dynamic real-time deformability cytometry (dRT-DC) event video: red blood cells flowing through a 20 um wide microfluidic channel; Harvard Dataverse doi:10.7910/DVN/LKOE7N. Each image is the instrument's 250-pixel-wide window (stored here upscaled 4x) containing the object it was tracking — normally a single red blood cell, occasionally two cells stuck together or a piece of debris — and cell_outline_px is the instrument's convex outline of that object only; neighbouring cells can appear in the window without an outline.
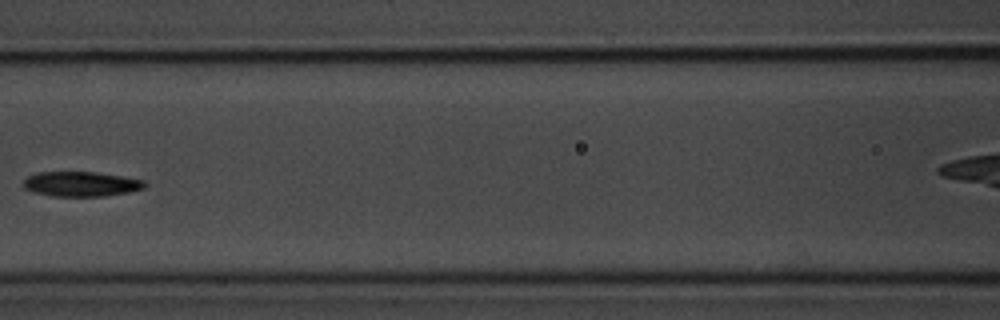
{"species": "common noctule bat (a hibernating species)", "species_latin": "Nyctalus noctula", "temperature_condition": "room temperature", "stored_images_in_passage": 5, "camera_frame_rate_fps": 3000, "um_per_image_px": 0.085, "animal": {"sex": "male", "body_mass_g": 20.1, "forearm_length_mm": 53.5}, "frame": {"image": 1, "passage_image": 4, "time_ms": 3.667, "image_size_px": [1000, 320], "cell_outline_px": [[148, 184], [144, 188], [128, 192], [104, 196], [52, 196], [36, 192], [24, 188], [24, 180], [28, 176], [36, 172], [96, 172], [144, 180]], "centroid_in_image_um": [6.9, 15.63], "position_along_channel_um": 159.7, "area_um2": 17.46}}
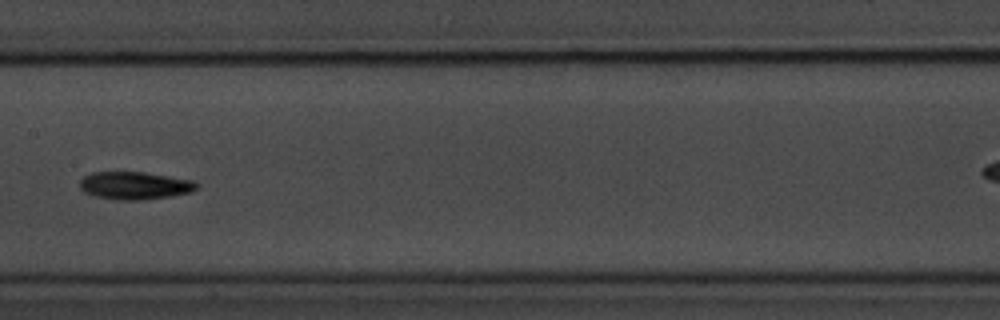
{"frame": {"image": 2, "passage_image": 5, "time_ms": 4.667, "image_size_px": [1000, 320], "cell_outline_px": [[200, 184], [192, 192], [172, 196], [140, 200], [116, 200], [92, 196], [84, 192], [80, 188], [80, 180], [84, 176], [92, 172], [144, 172], [192, 180]], "centroid_in_image_um": [11.44, 15.78], "position_along_channel_um": 196.0, "area_um2": 19.02}}